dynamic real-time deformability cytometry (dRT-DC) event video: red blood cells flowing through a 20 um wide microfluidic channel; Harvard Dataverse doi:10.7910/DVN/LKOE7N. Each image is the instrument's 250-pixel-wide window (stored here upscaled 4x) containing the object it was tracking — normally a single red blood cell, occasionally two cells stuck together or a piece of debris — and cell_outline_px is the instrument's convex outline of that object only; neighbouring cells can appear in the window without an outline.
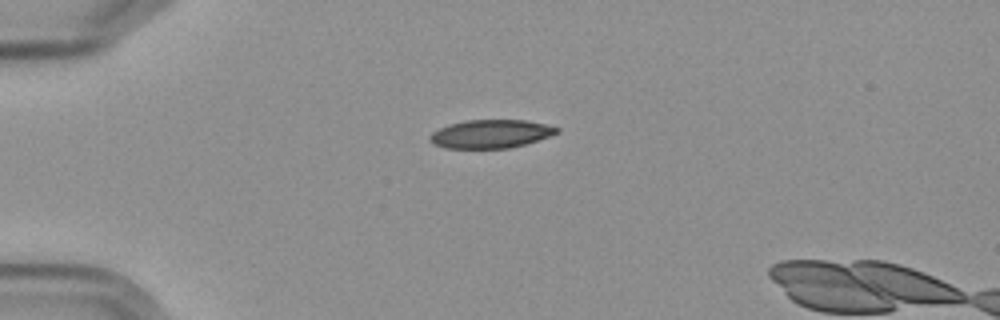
{"species": "Egyptian fruit bat (a non-hibernating species)", "species_latin": "Rousettus aegyptiacus", "temperature_condition": "cold", "stored_images_in_passage": 3, "camera_frame_rate_fps": 3000, "um_per_image_px": 0.085, "frame": {"image": 1, "passage_image": 1, "time_ms": 0.0, "image_size_px": [1000, 320], "cell_outline_px": [[560, 132], [524, 144], [508, 148], [444, 148], [432, 144], [428, 140], [428, 136], [432, 132], [448, 124], [468, 120], [524, 120], [544, 124], [560, 128]], "centroid_in_image_um": [41.65, 11.38], "position_along_channel_um": 43.3, "area_um2": 20.92}}